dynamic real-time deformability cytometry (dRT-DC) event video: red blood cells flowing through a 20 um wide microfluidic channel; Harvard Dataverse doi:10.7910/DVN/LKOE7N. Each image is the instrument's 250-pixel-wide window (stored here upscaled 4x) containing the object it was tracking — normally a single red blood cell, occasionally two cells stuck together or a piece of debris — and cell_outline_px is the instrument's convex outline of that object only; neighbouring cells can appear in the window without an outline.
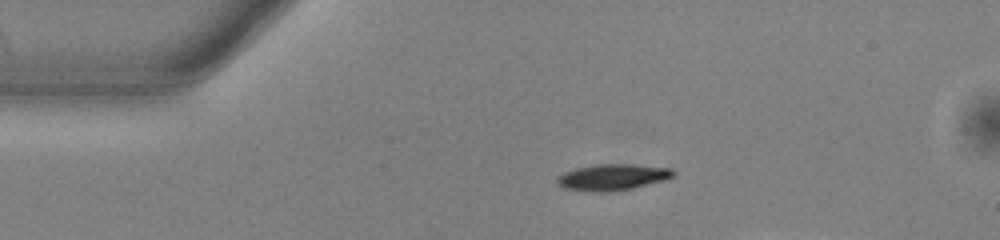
{"species": "common noctule bat (a hibernating species)", "species_latin": "Nyctalus noctula", "temperature_condition": "warm", "stored_images_in_passage": 20, "camera_frame_rate_fps": 3000, "um_per_image_px": 0.085, "animal": {"sex": "male", "body_mass_g": 13.0, "forearm_length_mm": 53.1}, "frame": {"image": 1, "passage_image": 1, "time_ms": 0.0, "image_size_px": [1000, 240], "cell_outline_px": [[676, 172], [668, 180], [632, 188], [612, 192], [596, 192], [564, 188], [556, 184], [556, 180], [564, 172], [576, 168], [596, 164], [632, 164], [672, 168]], "centroid_in_image_um": [52.1, 15.06], "position_along_channel_um": 32.9, "area_um2": 17.92}}
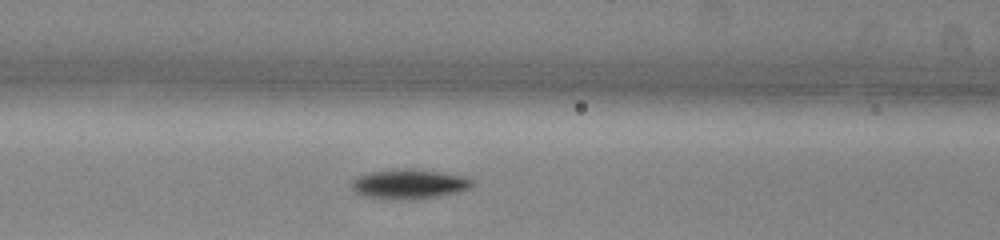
{"frame": {"image": 2, "passage_image": 12, "time_ms": 3.667, "image_size_px": [1000, 240], "cell_outline_px": [[476, 184], [472, 188], [460, 192], [436, 196], [404, 200], [364, 196], [356, 192], [352, 188], [352, 180], [356, 176], [372, 172], [404, 168], [408, 168], [440, 172], [464, 176], [472, 180]], "centroid_in_image_um": [34.82, 15.64], "position_along_channel_um": 131.8, "area_um2": 20.75}}
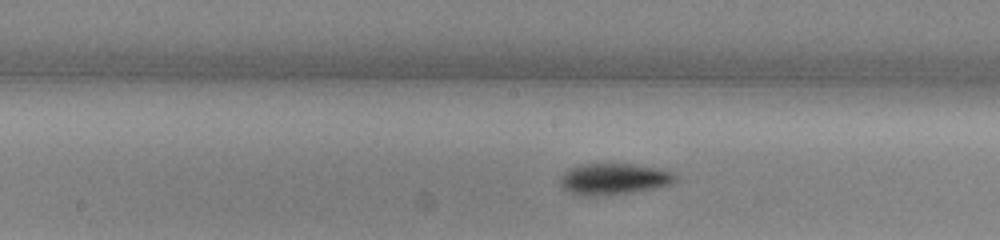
{"frame": {"image": 3, "passage_image": 17, "time_ms": 5.333, "image_size_px": [1000, 240], "cell_outline_px": [[676, 180], [668, 184], [656, 188], [632, 192], [604, 196], [584, 196], [572, 192], [564, 188], [560, 184], [560, 176], [564, 172], [580, 164], [636, 164], [656, 168], [672, 172], [676, 176]], "centroid_in_image_um": [52.16, 15.22], "position_along_channel_um": 196.0, "area_um2": 20.87}}